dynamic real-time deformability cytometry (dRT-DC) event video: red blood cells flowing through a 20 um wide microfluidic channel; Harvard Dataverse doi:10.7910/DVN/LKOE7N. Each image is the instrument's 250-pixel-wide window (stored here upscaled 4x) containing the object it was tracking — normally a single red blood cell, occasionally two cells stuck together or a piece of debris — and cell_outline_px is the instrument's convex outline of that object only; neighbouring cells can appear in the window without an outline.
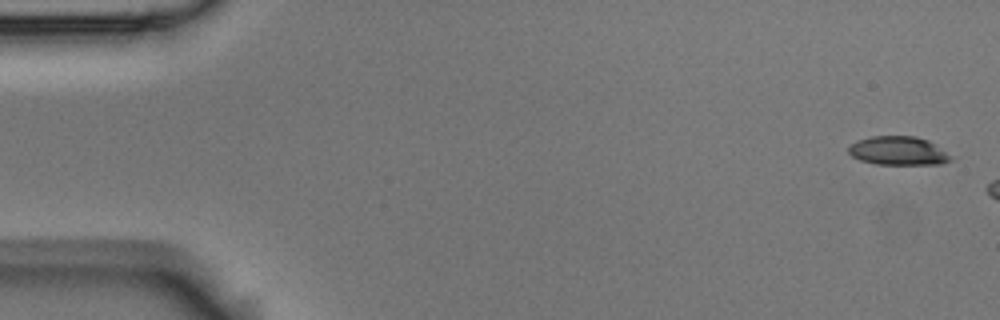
{"species": "Egyptian fruit bat (a non-hibernating species)", "species_latin": "Rousettus aegyptiacus", "temperature_condition": "room temperature", "stored_images_in_passage": 4, "camera_frame_rate_fps": 3000, "um_per_image_px": 0.085, "animal": {"sex": "male"}, "frame": {"image": 1, "passage_image": 1, "time_ms": 0.0, "image_size_px": [1000, 320], "cell_outline_px": [[956, 156], [952, 160], [940, 164], [876, 164], [860, 160], [852, 156], [848, 152], [848, 148], [856, 140], [872, 136], [916, 136], [928, 140], [936, 144]], "centroid_in_image_um": [76.42, 12.81], "position_along_channel_um": 8.6, "area_um2": 17.4}}